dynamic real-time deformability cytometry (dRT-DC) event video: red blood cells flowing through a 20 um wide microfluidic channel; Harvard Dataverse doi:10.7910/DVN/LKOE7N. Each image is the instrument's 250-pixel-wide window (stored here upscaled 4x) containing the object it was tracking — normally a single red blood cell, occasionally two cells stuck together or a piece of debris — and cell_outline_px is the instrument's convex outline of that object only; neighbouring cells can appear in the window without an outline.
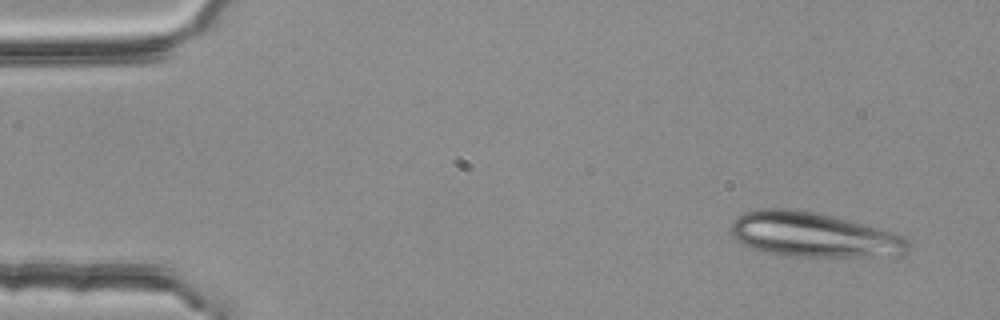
{"species": "common noctule bat (a hibernating species)", "species_latin": "Nyctalus noctula", "temperature_condition": "room temperature", "stored_images_in_passage": 4, "camera_frame_rate_fps": 3000, "um_per_image_px": 0.085, "animal": {"sex": "female", "body_mass_g": 25.1}, "frame": {"image": 1, "passage_image": 1, "time_ms": 0.0, "image_size_px": [1000, 320], "cell_outline_px": [[912, 244], [908, 252], [904, 256], [784, 256], [760, 252], [736, 240], [732, 236], [732, 220], [736, 216], [744, 212], [760, 208], [788, 208], [812, 212], [832, 216], [892, 232], [904, 236]], "centroid_in_image_um": [69.15, 19.97], "position_along_channel_um": 15.9, "area_um2": 46.41}}